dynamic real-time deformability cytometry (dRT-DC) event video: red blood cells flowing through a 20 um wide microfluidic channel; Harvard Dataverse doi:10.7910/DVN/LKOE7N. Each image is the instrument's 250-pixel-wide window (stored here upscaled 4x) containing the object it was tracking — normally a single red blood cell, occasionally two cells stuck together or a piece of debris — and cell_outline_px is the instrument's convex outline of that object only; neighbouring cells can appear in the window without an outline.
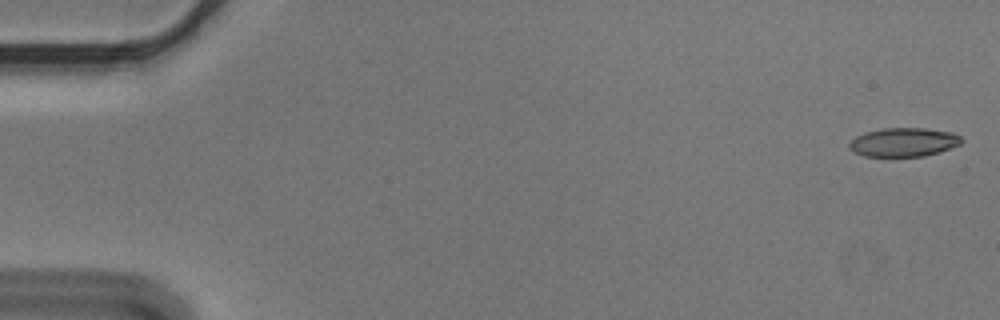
{"species": "Egyptian fruit bat (a non-hibernating species)", "species_latin": "Rousettus aegyptiacus", "temperature_condition": "cold", "stored_images_in_passage": 9, "camera_frame_rate_fps": 3000, "um_per_image_px": 0.085, "animal": {"sex": "male"}, "frame": {"image": 1, "passage_image": 1, "time_ms": 0.0, "image_size_px": [1000, 320], "cell_outline_px": [[964, 140], [960, 144], [924, 156], [864, 156], [852, 152], [848, 148], [848, 144], [856, 136], [864, 132], [884, 128], [924, 128], [952, 132], [960, 136]], "centroid_in_image_um": [76.76, 12.08], "position_along_channel_um": 8.2, "area_um2": 18.79}}
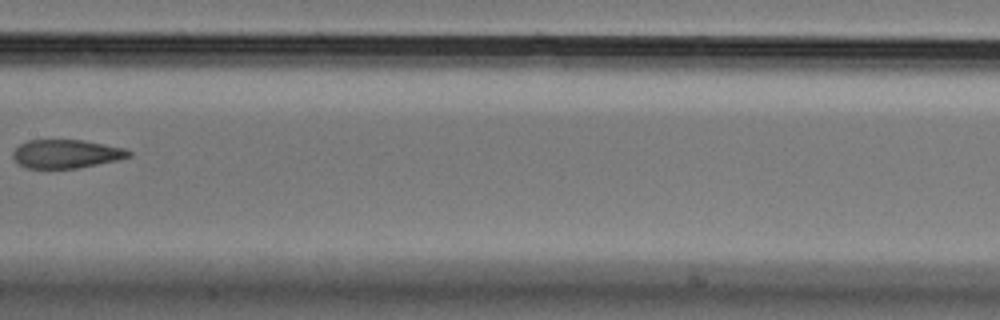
{"frame": {"image": 2, "passage_image": 8, "time_ms": 2.333, "image_size_px": [1000, 320], "cell_outline_px": [[132, 156], [116, 160], [80, 168], [24, 168], [12, 156], [12, 152], [20, 144], [28, 140], [84, 140], [128, 148], [132, 152]], "centroid_in_image_um": [5.67, 13.07], "position_along_channel_um": 201.7, "area_um2": 19.42}}
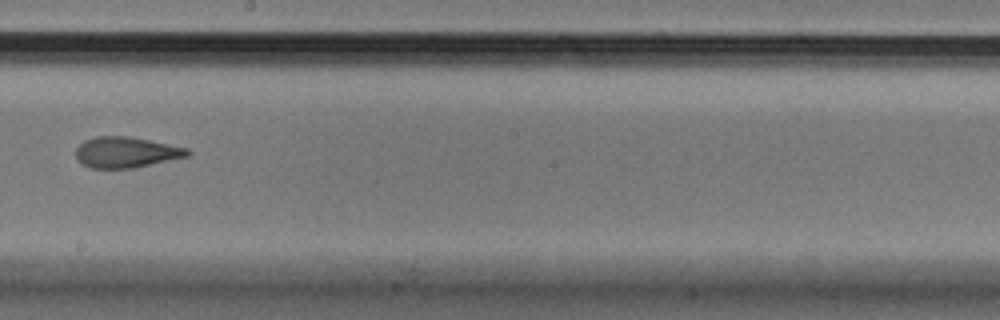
{"frame": {"image": 3, "passage_image": 9, "time_ms": 2.667, "image_size_px": [1000, 320], "cell_outline_px": [[192, 152], [188, 156], [136, 168], [92, 168], [84, 164], [76, 156], [76, 148], [84, 140], [96, 136], [128, 136], [188, 148]], "centroid_in_image_um": [10.74, 12.94], "position_along_channel_um": 237.5, "area_um2": 19.94}}